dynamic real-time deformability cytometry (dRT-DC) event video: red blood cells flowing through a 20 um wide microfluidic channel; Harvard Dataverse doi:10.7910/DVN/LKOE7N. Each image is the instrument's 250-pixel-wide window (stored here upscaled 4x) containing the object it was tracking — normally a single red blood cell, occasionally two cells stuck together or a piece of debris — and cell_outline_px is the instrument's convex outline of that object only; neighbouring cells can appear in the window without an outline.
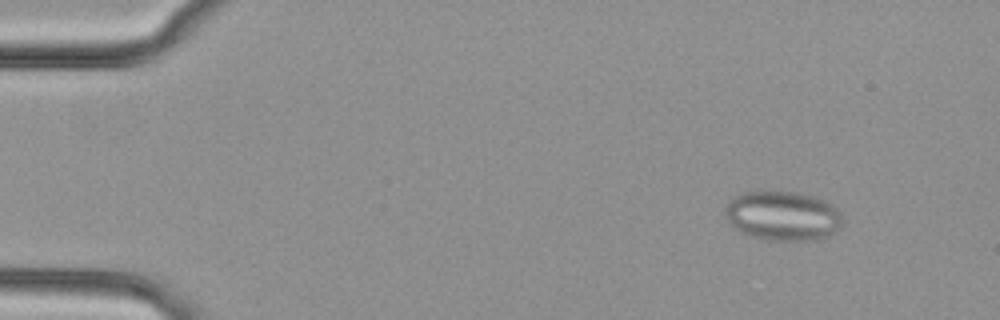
{"species": "common noctule bat (a hibernating species)", "species_latin": "Nyctalus noctula", "temperature_condition": "cold", "stored_images_in_passage": 51, "segment_of_instrument_passage": [1, 2], "camera_frame_rate_fps": 3000, "um_per_image_px": 0.085, "animal": {"sex": "female", "body_mass_g": 29.2, "forearm_length_mm": 56.3}, "frame": {"image": 1, "passage_image": 5, "time_ms": 1.333, "image_size_px": [1000, 320], "cell_outline_px": [[840, 228], [828, 236], [820, 240], [764, 240], [740, 232], [732, 228], [724, 216], [724, 208], [728, 200], [732, 196], [740, 192], [796, 192], [812, 196], [824, 200], [832, 204], [840, 212]], "centroid_in_image_um": [66.46, 18.35], "position_along_channel_um": 18.5, "area_um2": 34.22}}